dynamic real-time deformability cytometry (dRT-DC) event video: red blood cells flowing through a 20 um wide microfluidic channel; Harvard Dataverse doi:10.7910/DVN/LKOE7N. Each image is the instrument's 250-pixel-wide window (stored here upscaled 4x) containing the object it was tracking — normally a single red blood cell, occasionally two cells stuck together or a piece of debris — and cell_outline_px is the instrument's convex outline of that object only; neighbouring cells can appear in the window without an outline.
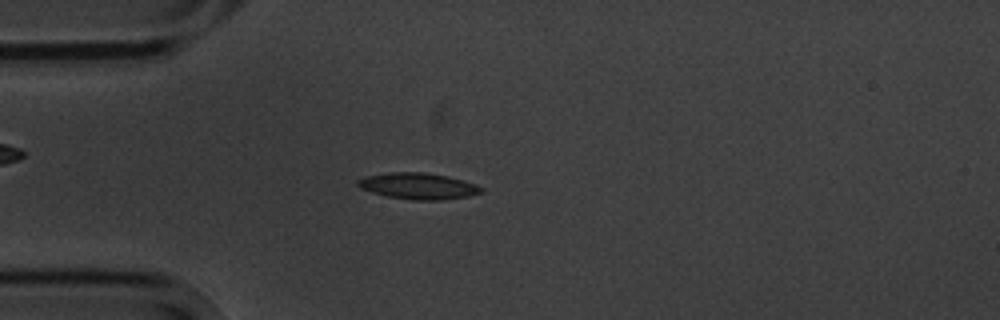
{"species": "common noctule bat (a hibernating species)", "species_latin": "Nyctalus noctula", "temperature_condition": "cold", "stored_images_in_passage": 6, "camera_frame_rate_fps": 3000, "um_per_image_px": 0.085, "animal": {"sex": "male", "body_mass_g": 20.1, "forearm_length_mm": 53.5}, "frame": {"image": 1, "passage_image": 5, "time_ms": 4.667, "image_size_px": [1000, 320], "cell_outline_px": [[484, 192], [468, 196], [444, 200], [412, 200], [388, 196], [372, 192], [360, 188], [356, 184], [356, 180], [364, 176], [392, 172], [424, 172], [448, 176], [476, 184], [484, 188]], "centroid_in_image_um": [35.56, 15.81], "position_along_channel_um": 49.4, "area_um2": 19.02}}